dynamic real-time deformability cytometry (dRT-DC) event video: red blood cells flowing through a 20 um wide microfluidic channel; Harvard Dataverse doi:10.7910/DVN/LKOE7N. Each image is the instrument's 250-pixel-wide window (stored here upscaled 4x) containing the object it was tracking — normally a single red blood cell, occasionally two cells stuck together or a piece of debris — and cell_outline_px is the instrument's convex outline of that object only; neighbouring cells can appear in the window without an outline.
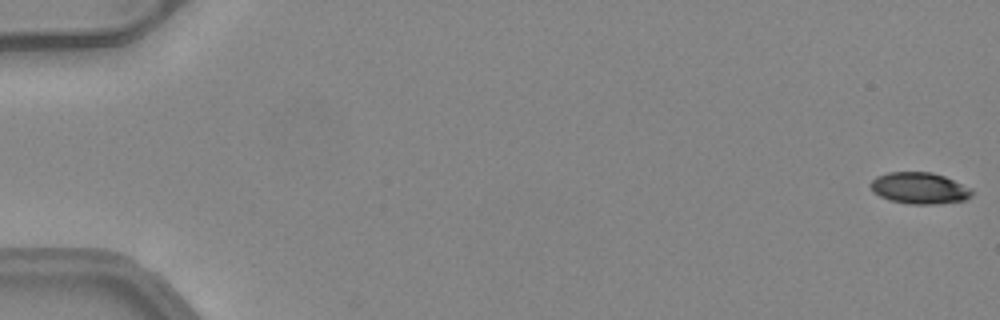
{"species": "common noctule bat (a hibernating species)", "species_latin": "Nyctalus noctula", "temperature_condition": "warm", "stored_images_in_passage": 4, "camera_frame_rate_fps": 3000, "um_per_image_px": 0.085, "animal": {"sex": "female", "body_mass_g": 24.6, "forearm_length_mm": 56.2}, "frame": {"image": 1, "passage_image": 1, "time_ms": 0.0, "image_size_px": [1000, 320], "cell_outline_px": [[972, 196], [964, 200], [936, 204], [908, 204], [888, 200], [880, 196], [868, 184], [876, 176], [888, 172], [932, 172], [944, 176], [972, 188]], "centroid_in_image_um": [78.15, 15.99], "position_along_channel_um": 6.8, "area_um2": 18.61}}